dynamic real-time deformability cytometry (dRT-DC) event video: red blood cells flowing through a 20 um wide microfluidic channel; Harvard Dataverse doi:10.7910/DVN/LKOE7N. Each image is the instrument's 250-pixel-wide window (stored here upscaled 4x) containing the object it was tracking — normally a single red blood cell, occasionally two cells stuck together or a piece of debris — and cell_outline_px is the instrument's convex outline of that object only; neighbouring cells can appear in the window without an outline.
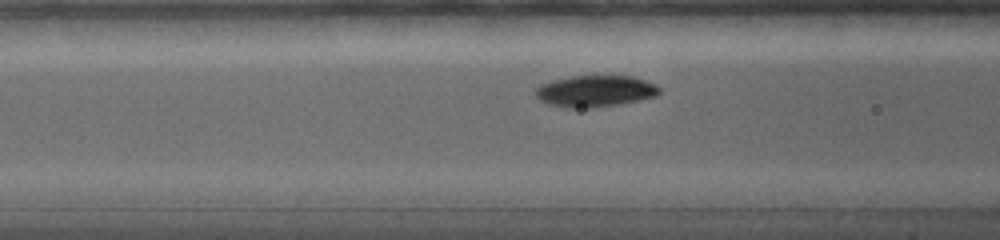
{"species": "common noctule bat (a hibernating species)", "species_latin": "Nyctalus noctula", "temperature_condition": "warm", "stored_images_in_passage": 55, "camera_frame_rate_fps": 5000, "um_per_image_px": 0.085, "animal": {"sex": "female", "body_mass_g": 19.0, "forearm_length_mm": 56.7}, "frame": {"image": 1, "passage_image": 20, "time_ms": 3.6, "image_size_px": [1000, 240], "cell_outline_px": [[660, 92], [656, 96], [620, 104], [596, 108], [568, 108], [548, 104], [540, 100], [536, 96], [536, 88], [540, 84], [552, 80], [572, 76], [632, 76], [656, 84], [660, 88]], "centroid_in_image_um": [50.59, 7.75], "position_along_channel_um": 116.0, "area_um2": 22.83}}
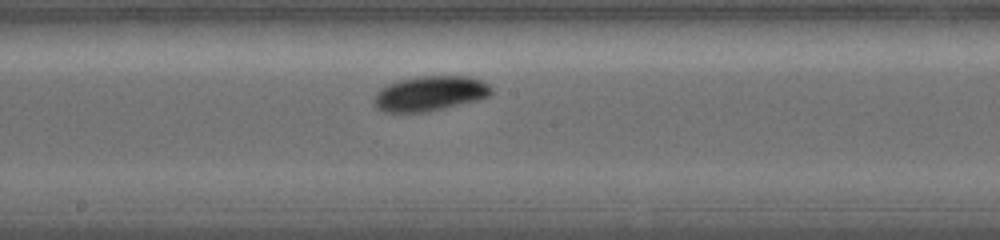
{"frame": {"image": 2, "passage_image": 35, "time_ms": 6.2, "image_size_px": [1000, 240], "cell_outline_px": [[492, 92], [488, 96], [476, 100], [424, 112], [384, 112], [376, 108], [372, 100], [376, 92], [380, 88], [388, 84], [400, 80], [416, 76], [468, 76], [480, 80], [488, 84], [492, 88]], "centroid_in_image_um": [36.49, 7.94], "position_along_channel_um": 211.7, "area_um2": 23.76}}
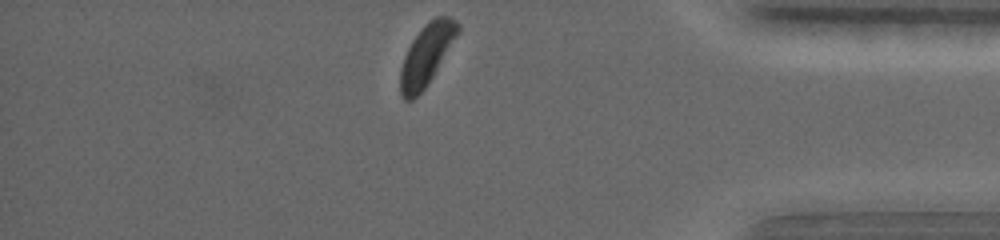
{"frame": {"image": 3, "passage_image": 55, "time_ms": 12.0, "image_size_px": [1000, 240], "cell_outline_px": [[460, 32], [428, 84], [412, 100], [404, 100], [400, 96], [400, 68], [404, 56], [412, 40], [424, 24], [428, 20], [436, 16], [448, 16], [456, 20], [460, 24]], "centroid_in_image_um": [36.26, 4.63], "position_along_channel_um": 398.9, "area_um2": 20.58}, "authors_computed_cell_mechanics": {"area_um2": 22.4842, "velocity_mm_per_s": 3.6913, "shape_relaxation_time_tau1_ms": 2.0825, "shape_relaxation_time_tau2_ms": null, "deformation_change_tau1": 0.1176, "deformation_change_tau2": null}}